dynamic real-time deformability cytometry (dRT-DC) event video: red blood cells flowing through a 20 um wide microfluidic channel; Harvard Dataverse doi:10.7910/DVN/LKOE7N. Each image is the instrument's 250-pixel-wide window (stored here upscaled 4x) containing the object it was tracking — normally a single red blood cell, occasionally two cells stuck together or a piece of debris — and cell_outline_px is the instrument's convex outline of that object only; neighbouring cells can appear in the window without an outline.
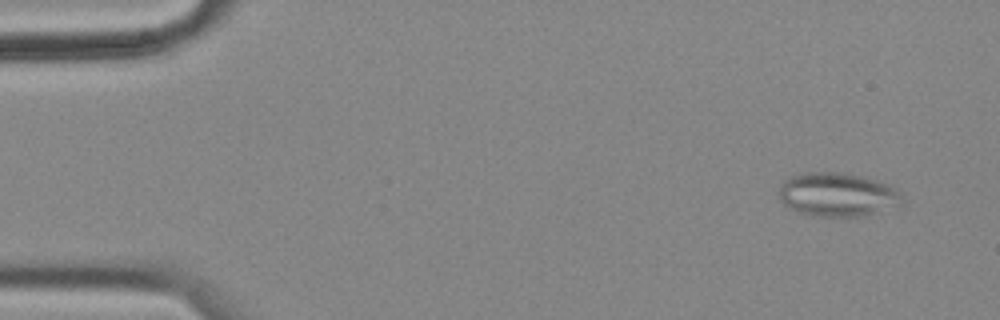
{"species": "common noctule bat (a hibernating species)", "species_latin": "Nyctalus noctula", "temperature_condition": "cold", "stored_images_in_passage": 14, "camera_frame_rate_fps": 3000, "um_per_image_px": 0.085, "animal": {"sex": "female", "body_mass_g": 18.4}, "frame": {"image": 1, "passage_image": 3, "time_ms": 0.667, "image_size_px": [1000, 320], "cell_outline_px": [[908, 200], [900, 204], [864, 216], [812, 216], [800, 212], [784, 204], [780, 200], [780, 188], [784, 180], [792, 176], [808, 172], [840, 172], [860, 176], [876, 180], [892, 188]], "centroid_in_image_um": [71.18, 16.54], "position_along_channel_um": 13.8, "area_um2": 30.98}}